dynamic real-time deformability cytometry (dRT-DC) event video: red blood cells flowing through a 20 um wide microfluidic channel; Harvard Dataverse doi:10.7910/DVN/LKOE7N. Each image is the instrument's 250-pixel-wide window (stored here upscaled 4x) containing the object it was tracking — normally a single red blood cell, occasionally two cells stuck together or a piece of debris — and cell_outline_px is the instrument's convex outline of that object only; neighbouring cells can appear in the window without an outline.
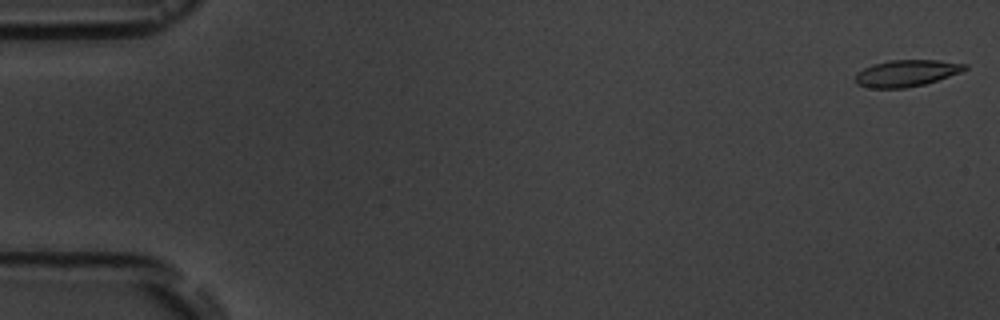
{"species": "common noctule bat (a hibernating species)", "species_latin": "Nyctalus noctula", "temperature_condition": "room temperature", "stored_images_in_passage": 5, "camera_frame_rate_fps": 3000, "um_per_image_px": 0.085, "animal": {"sex": "male", "body_mass_g": 19.5, "forearm_length_mm": 54.6}, "frame": {"image": 1, "passage_image": 1, "time_ms": 0.0, "image_size_px": [1000, 320], "cell_outline_px": [[968, 68], [960, 72], [924, 84], [904, 88], [872, 88], [856, 84], [856, 72], [872, 64], [888, 60], [940, 60], [968, 64]], "centroid_in_image_um": [77.03, 6.21], "position_along_channel_um": 8.0, "area_um2": 16.94}}
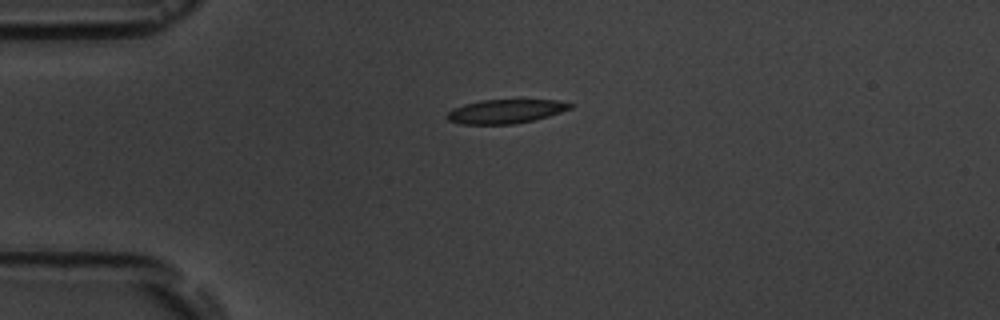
{"frame": {"image": 2, "passage_image": 4, "time_ms": 4.333, "image_size_px": [1000, 320], "cell_outline_px": [[576, 104], [572, 108], [548, 116], [532, 120], [512, 124], [460, 124], [448, 120], [444, 116], [452, 108], [464, 104], [480, 100], [560, 100]], "centroid_in_image_um": [42.96, 9.46], "position_along_channel_um": 42.0, "area_um2": 17.28}}